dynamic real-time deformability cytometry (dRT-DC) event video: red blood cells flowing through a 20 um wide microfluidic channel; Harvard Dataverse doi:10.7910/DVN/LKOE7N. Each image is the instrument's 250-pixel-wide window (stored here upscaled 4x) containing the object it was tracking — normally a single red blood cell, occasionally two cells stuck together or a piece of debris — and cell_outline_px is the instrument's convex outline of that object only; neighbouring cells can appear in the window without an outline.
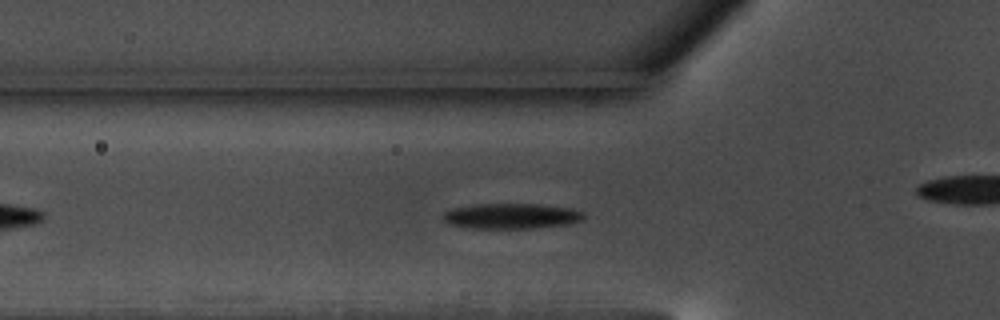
{"species": "common noctule bat (a hibernating species)", "species_latin": "Nyctalus noctula", "temperature_condition": "warm", "stored_images_in_passage": 40, "camera_frame_rate_fps": 3000, "um_per_image_px": 0.085, "animal": {"sex": "male", "body_mass_g": 17.5, "forearm_length_mm": 52.3}, "frame": {"image": 1, "passage_image": 5, "time_ms": 1.333, "image_size_px": [1000, 320], "cell_outline_px": [[584, 216], [580, 220], [564, 224], [532, 228], [472, 228], [448, 224], [444, 220], [444, 212], [452, 208], [476, 204], [536, 204], [572, 208], [584, 212]], "centroid_in_image_um": [43.43, 18.35], "position_along_channel_um": 82.4, "area_um2": 20.58}}
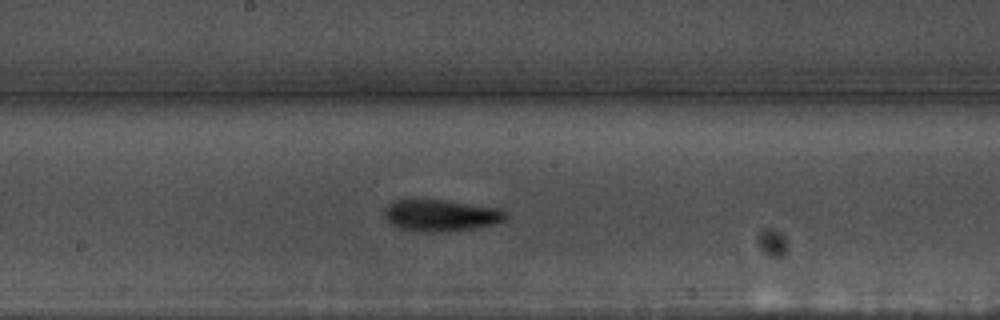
{"frame": {"image": 2, "passage_image": 16, "time_ms": 5.0, "image_size_px": [1000, 320], "cell_outline_px": [[508, 216], [504, 220], [492, 224], [472, 228], [440, 232], [424, 232], [396, 228], [384, 216], [384, 208], [392, 200], [440, 200], [496, 208], [508, 212]], "centroid_in_image_um": [37.41, 18.31], "position_along_channel_um": 210.8, "area_um2": 22.08}}
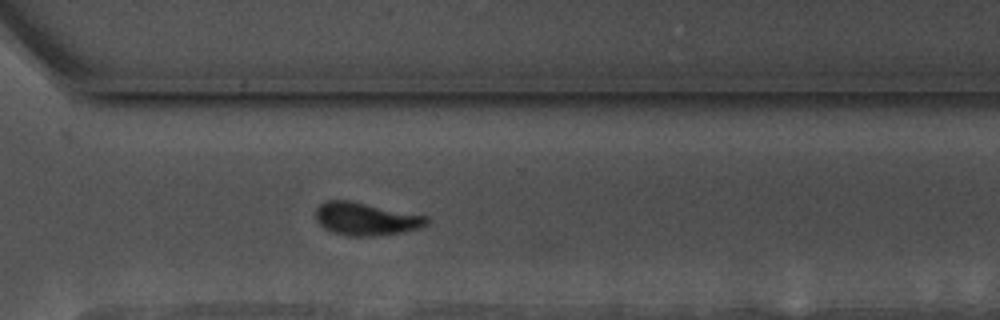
{"frame": {"image": 3, "passage_image": 27, "time_ms": 8.667, "image_size_px": [1000, 320], "cell_outline_px": [[432, 220], [428, 224], [420, 228], [400, 232], [376, 236], [352, 236], [332, 232], [324, 228], [316, 220], [316, 208], [320, 204], [328, 200], [348, 200], [428, 216]], "centroid_in_image_um": [31.12, 18.61], "position_along_channel_um": 339.5, "area_um2": 21.21}, "authors_computed_cell_mechanics": {"area_um2": 21.097, "velocity_mm_per_s": 3.5065, "shape_relaxation_time_tau1_ms": 3.9207, "shape_relaxation_time_tau2_ms": 4.4024, "deformation_change_tau1": 0.1576, "deformation_change_tau2": 0.1161}}